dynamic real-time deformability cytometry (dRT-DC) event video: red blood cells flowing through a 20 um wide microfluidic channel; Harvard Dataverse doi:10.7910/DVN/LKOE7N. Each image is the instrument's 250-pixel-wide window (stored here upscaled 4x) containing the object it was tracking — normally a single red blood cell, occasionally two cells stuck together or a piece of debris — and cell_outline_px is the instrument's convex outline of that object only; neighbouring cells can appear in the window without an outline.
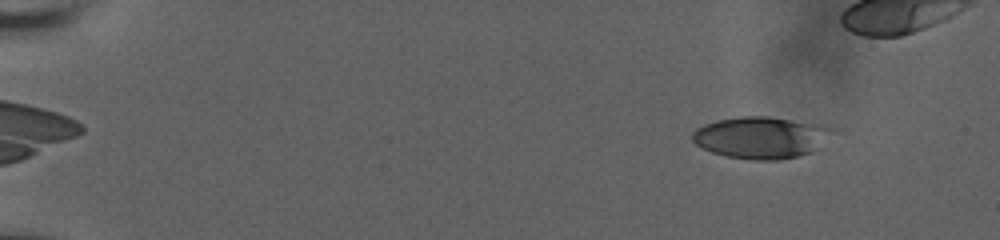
{"species": "human", "species_latin": "Homo sapiens", "temperature_condition": "room temperature", "stored_images_in_passage": 75, "camera_frame_rate_fps": 3000, "um_per_image_px": 0.085, "donor": {"sex": "male"}, "frame": {"image": 1, "passage_image": 5, "time_ms": 1.0, "image_size_px": [1000, 240], "cell_outline_px": [[836, 128], [812, 152], [800, 156], [780, 160], [752, 160], [728, 156], [712, 152], [696, 144], [692, 140], [692, 132], [696, 128], [704, 124], [716, 120], [740, 116], [768, 116], [828, 124]], "centroid_in_image_um": [64.71, 11.67], "position_along_channel_um": 20.3, "area_um2": 34.39}}
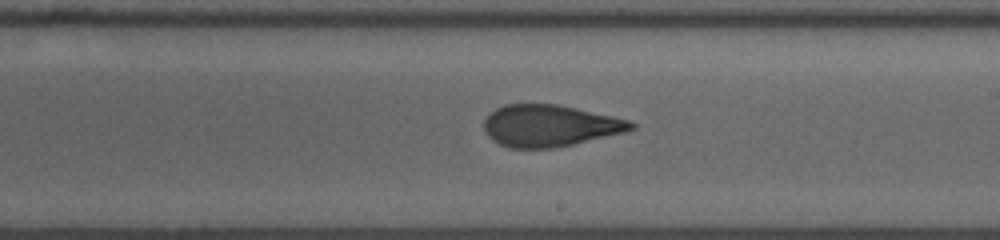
{"frame": {"image": 2, "passage_image": 47, "time_ms": 10.667, "image_size_px": [1000, 240], "cell_outline_px": [[636, 128], [624, 132], [572, 144], [552, 148], [508, 148], [492, 140], [484, 132], [484, 120], [488, 112], [504, 104], [556, 104], [576, 108], [612, 116], [628, 120], [636, 124]], "centroid_in_image_um": [46.67, 10.68], "position_along_channel_um": 242.3, "area_um2": 35.72}}
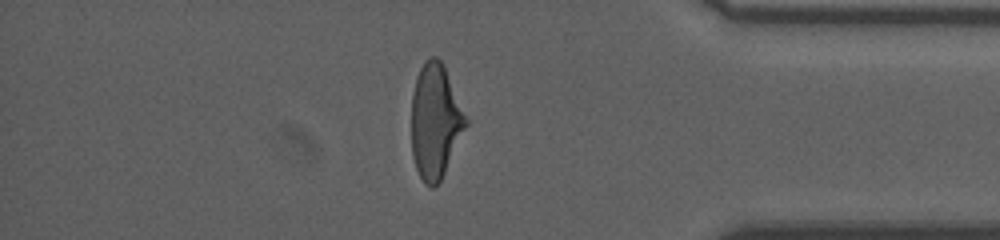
{"frame": {"image": 3, "passage_image": 70, "time_ms": 15.333, "image_size_px": [1000, 240], "cell_outline_px": [[468, 124], [440, 180], [432, 188], [424, 184], [416, 168], [412, 156], [412, 96], [416, 76], [424, 60], [428, 56], [436, 56], [444, 64], [468, 120]], "centroid_in_image_um": [36.99, 10.26], "position_along_channel_um": 398.2, "area_um2": 36.24}}